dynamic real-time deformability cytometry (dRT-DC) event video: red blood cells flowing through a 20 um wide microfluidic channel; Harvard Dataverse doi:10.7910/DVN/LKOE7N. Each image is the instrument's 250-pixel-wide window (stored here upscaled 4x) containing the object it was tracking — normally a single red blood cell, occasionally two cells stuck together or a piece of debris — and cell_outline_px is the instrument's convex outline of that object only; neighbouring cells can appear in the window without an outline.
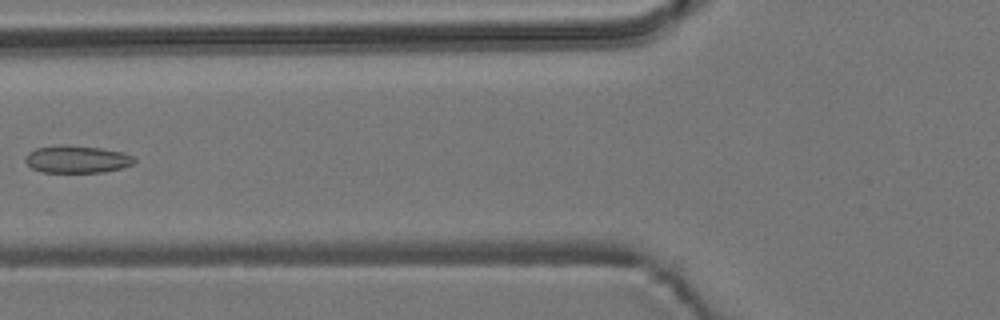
{"species": "common noctule bat (a hibernating species)", "species_latin": "Nyctalus noctula", "temperature_condition": "room temperature", "stored_images_in_passage": 7, "camera_frame_rate_fps": 3000, "um_per_image_px": 0.085, "animal": {"sex": "male", "body_mass_g": 19.2, "forearm_length_mm": 51.8}, "frame": {"image": 1, "passage_image": 6, "time_ms": 1.667, "image_size_px": [1000, 320], "cell_outline_px": [[136, 160], [132, 164], [124, 168], [104, 172], [44, 172], [32, 168], [24, 160], [24, 156], [28, 152], [36, 148], [60, 144], [64, 144], [100, 148], [124, 152], [136, 156]], "centroid_in_image_um": [6.57, 13.52], "position_along_channel_um": 119.2, "area_um2": 17.69}}
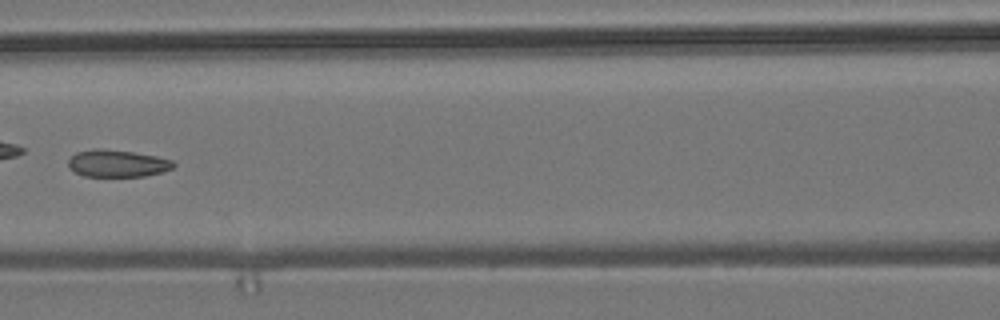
{"frame": {"image": 2, "passage_image": 7, "time_ms": 2.0, "image_size_px": [1000, 320], "cell_outline_px": [[176, 164], [172, 168], [160, 172], [144, 176], [84, 176], [76, 172], [68, 164], [68, 160], [76, 152], [92, 148], [100, 148], [132, 152], [156, 156], [172, 160]], "centroid_in_image_um": [9.96, 13.88], "position_along_channel_um": 156.6, "area_um2": 16.47}}